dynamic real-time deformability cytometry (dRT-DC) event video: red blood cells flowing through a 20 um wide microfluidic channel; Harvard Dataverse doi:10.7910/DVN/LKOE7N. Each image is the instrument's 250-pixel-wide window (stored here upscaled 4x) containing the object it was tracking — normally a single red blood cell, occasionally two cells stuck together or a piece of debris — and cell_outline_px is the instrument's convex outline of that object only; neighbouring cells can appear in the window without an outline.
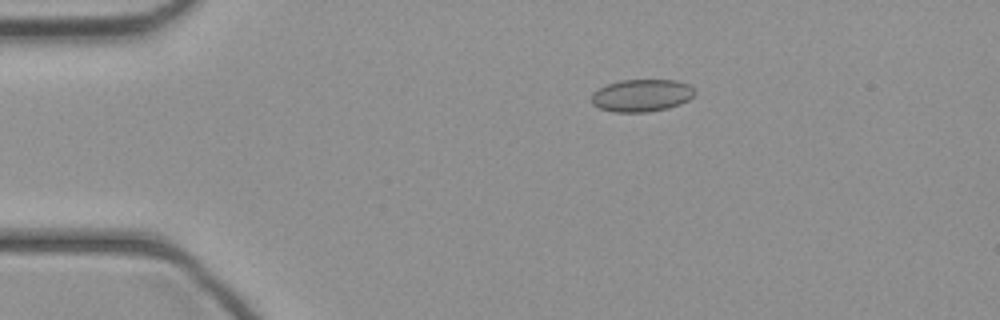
{"species": "common noctule bat (a hibernating species)", "species_latin": "Nyctalus noctula", "temperature_condition": "cold", "stored_images_in_passage": 37, "camera_frame_rate_fps": 3000, "um_per_image_px": 0.085, "animal": {"sex": "female", "body_mass_g": 21.9}, "frame": {"image": 1, "passage_image": 1, "time_ms": 0.0, "image_size_px": [1000, 320], "cell_outline_px": [[696, 92], [688, 100], [680, 104], [668, 108], [644, 112], [612, 112], [600, 108], [592, 104], [592, 92], [608, 84], [620, 80], [676, 80], [688, 84]], "centroid_in_image_um": [54.53, 8.11], "position_along_channel_um": 30.5, "area_um2": 19.42}}
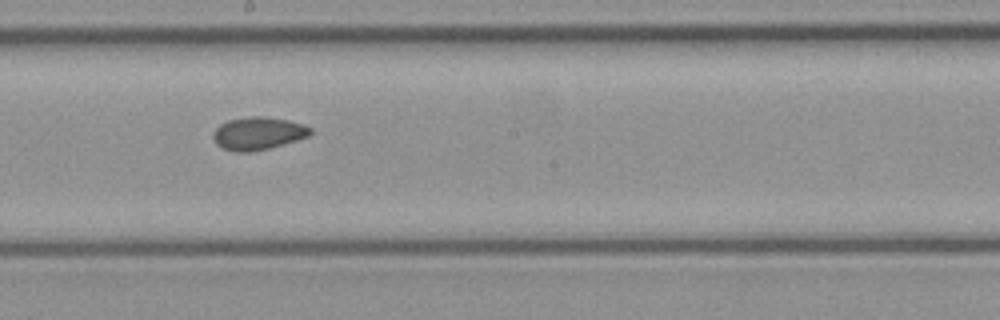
{"frame": {"image": 2, "passage_image": 17, "time_ms": 5.333, "image_size_px": [1000, 320], "cell_outline_px": [[312, 132], [308, 136], [284, 144], [252, 152], [232, 152], [220, 148], [216, 144], [212, 136], [212, 132], [220, 124], [228, 120], [252, 116], [264, 116], [288, 120], [304, 124], [312, 128]], "centroid_in_image_um": [21.91, 11.34], "position_along_channel_um": 226.3, "area_um2": 18.79}}
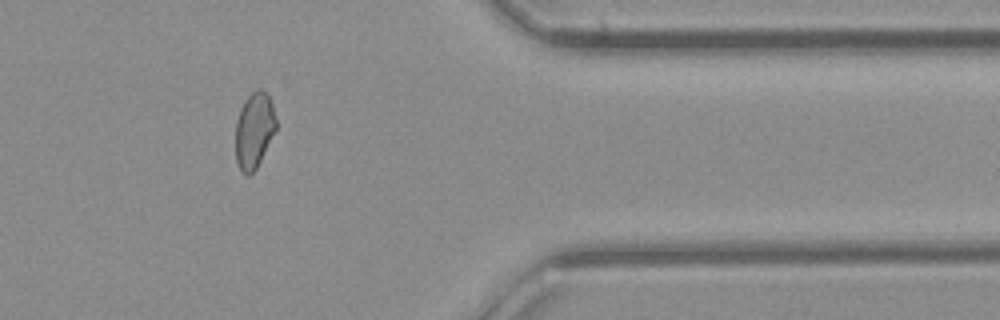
{"frame": {"image": 3, "passage_image": 29, "time_ms": 9.333, "image_size_px": [1000, 320], "cell_outline_px": [[276, 128], [256, 168], [248, 176], [240, 168], [236, 160], [236, 120], [240, 108], [244, 100], [256, 88], [264, 88], [268, 92], [272, 104], [276, 120]], "centroid_in_image_um": [21.6, 10.99], "position_along_channel_um": 389.8, "area_um2": 17.8}}